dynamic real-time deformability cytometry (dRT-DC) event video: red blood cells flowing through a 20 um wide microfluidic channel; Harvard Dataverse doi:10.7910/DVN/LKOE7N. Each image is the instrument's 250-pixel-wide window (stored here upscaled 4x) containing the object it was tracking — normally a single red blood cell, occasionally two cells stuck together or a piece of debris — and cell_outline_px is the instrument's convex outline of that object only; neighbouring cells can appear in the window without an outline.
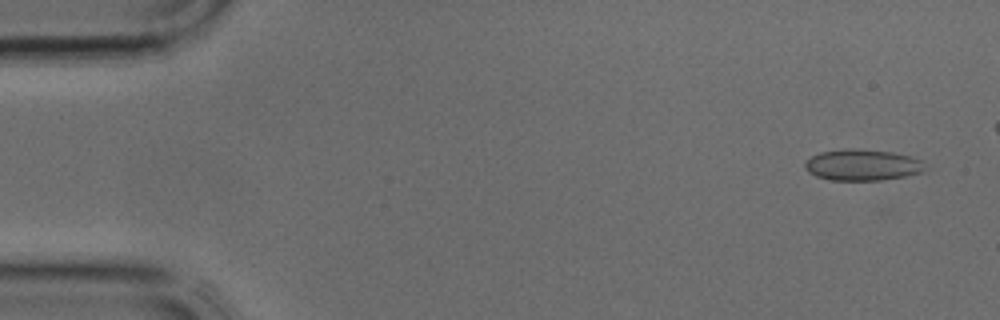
{"species": "common noctule bat (a hibernating species)", "species_latin": "Nyctalus noctula", "temperature_condition": "cold", "stored_images_in_passage": 14, "camera_frame_rate_fps": 3000, "um_per_image_px": 0.085, "animal": {"sex": "male", "body_mass_g": 17.9, "forearm_length_mm": 54.2}, "frame": {"image": 1, "passage_image": 2, "time_ms": 0.333, "image_size_px": [1000, 320], "cell_outline_px": [[924, 172], [904, 176], [880, 180], [828, 180], [816, 176], [808, 172], [804, 168], [804, 164], [812, 156], [820, 152], [892, 152], [924, 160]], "centroid_in_image_um": [73.33, 14.09], "position_along_channel_um": 11.7, "area_um2": 20.75}}